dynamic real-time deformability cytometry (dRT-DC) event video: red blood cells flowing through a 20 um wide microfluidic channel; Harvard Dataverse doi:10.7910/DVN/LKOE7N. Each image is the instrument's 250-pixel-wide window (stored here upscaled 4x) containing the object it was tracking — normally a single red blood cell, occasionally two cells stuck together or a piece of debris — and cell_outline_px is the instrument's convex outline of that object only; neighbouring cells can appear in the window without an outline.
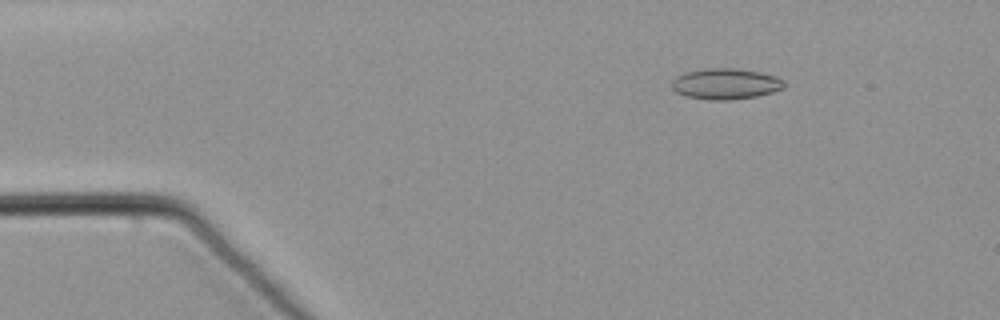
{"species": "common noctule bat (a hibernating species)", "species_latin": "Nyctalus noctula", "temperature_condition": "warm", "stored_images_in_passage": 59, "camera_frame_rate_fps": 3000, "um_per_image_px": 0.085, "animal": {"sex": "male", "body_mass_g": 21.5, "forearm_length_mm": 52.0}, "frame": {"image": 1, "passage_image": 9, "time_ms": 2.667, "image_size_px": [1000, 320], "cell_outline_px": [[784, 88], [772, 92], [756, 96], [728, 100], [712, 100], [684, 96], [676, 92], [672, 88], [672, 80], [676, 76], [684, 72], [704, 68], [732, 68], [760, 72], [776, 76], [784, 80]], "centroid_in_image_um": [61.65, 7.12], "position_along_channel_um": 23.3, "area_um2": 20.29}}
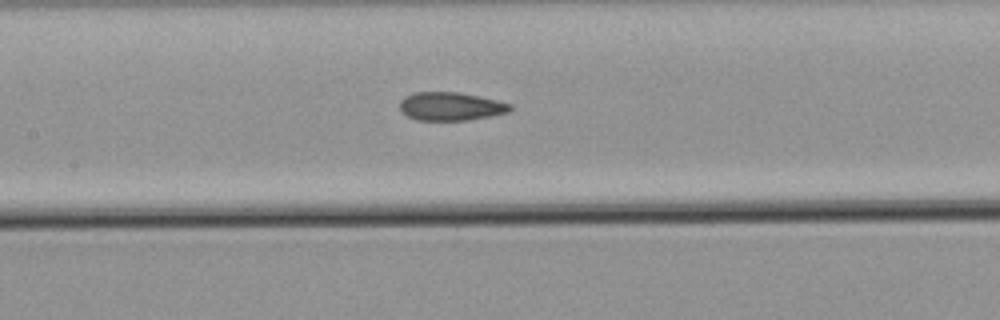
{"frame": {"image": 2, "passage_image": 28, "time_ms": 9.0, "image_size_px": [1000, 320], "cell_outline_px": [[512, 108], [508, 112], [468, 120], [416, 120], [408, 116], [400, 108], [400, 100], [404, 96], [416, 92], [460, 92], [496, 100], [512, 104]], "centroid_in_image_um": [38.3, 9.03], "position_along_channel_um": 169.1, "area_um2": 18.09}}
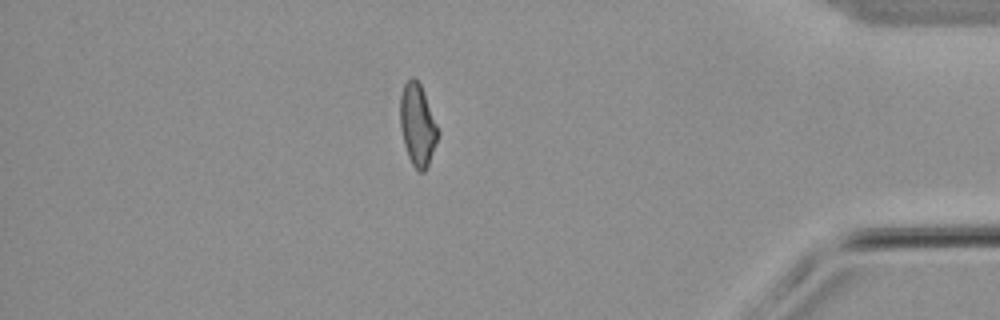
{"frame": {"image": 3, "passage_image": 51, "time_ms": 16.667, "image_size_px": [1000, 320], "cell_outline_px": [[440, 132], [428, 164], [424, 172], [420, 172], [412, 164], [408, 156], [404, 144], [400, 128], [400, 96], [404, 84], [412, 76], [420, 84], [424, 92]], "centroid_in_image_um": [35.48, 10.6], "position_along_channel_um": 399.7, "area_um2": 17.92}}